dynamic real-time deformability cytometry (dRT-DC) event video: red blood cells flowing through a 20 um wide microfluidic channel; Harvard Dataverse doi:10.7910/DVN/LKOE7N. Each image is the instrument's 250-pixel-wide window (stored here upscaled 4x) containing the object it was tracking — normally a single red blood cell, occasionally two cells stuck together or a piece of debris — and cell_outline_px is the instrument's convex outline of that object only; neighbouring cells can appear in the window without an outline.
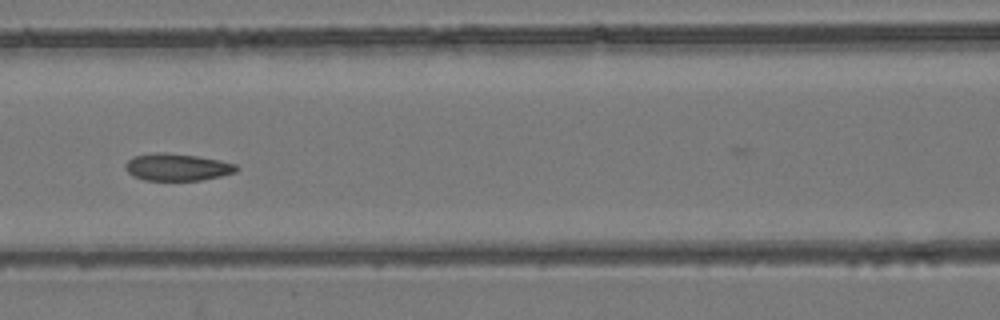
{"species": "common noctule bat (a hibernating species)", "species_latin": "Nyctalus noctula", "temperature_condition": "room temperature", "stored_images_in_passage": 4, "camera_frame_rate_fps": 3000, "um_per_image_px": 0.085, "animal": {"sex": "female", "body_mass_g": 24.6, "forearm_length_mm": 56.2}, "frame": {"image": 1, "passage_image": 3, "time_ms": 2.333, "image_size_px": [1000, 320], "cell_outline_px": [[240, 168], [236, 172], [220, 176], [200, 180], [144, 180], [132, 176], [124, 168], [124, 164], [132, 156], [156, 152], [164, 152], [196, 156], [220, 160], [236, 164]], "centroid_in_image_um": [15.03, 14.2], "position_along_channel_um": 151.6, "area_um2": 17.69}}